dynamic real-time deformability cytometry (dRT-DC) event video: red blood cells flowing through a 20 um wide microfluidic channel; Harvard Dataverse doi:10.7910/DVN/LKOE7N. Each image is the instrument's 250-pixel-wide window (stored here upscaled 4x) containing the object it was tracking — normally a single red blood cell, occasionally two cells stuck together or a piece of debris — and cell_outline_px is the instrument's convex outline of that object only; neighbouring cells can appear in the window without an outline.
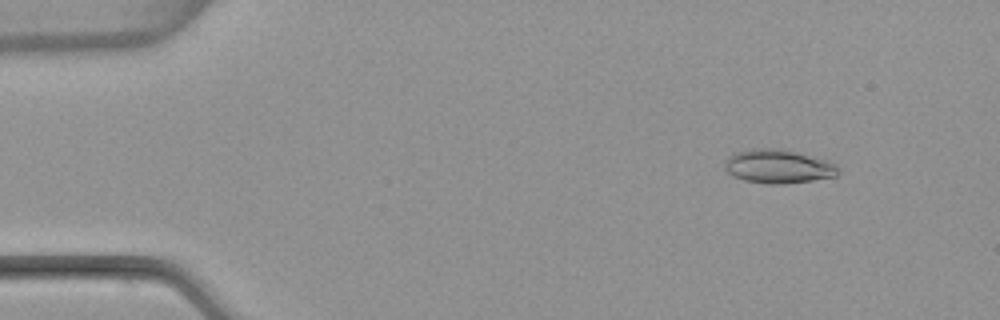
{"species": "common noctule bat (a hibernating species)", "species_latin": "Nyctalus noctula", "temperature_condition": "warm", "stored_images_in_passage": 4, "camera_frame_rate_fps": 3000, "um_per_image_px": 0.085, "animal": {"sex": "female", "body_mass_g": 22.7, "forearm_length_mm": 54.2}, "frame": {"image": 1, "passage_image": 2, "time_ms": 1.333, "image_size_px": [1000, 320], "cell_outline_px": [[840, 172], [836, 176], [812, 180], [784, 184], [768, 184], [744, 180], [732, 176], [724, 168], [724, 160], [728, 156], [736, 152], [756, 148], [780, 148], [824, 160], [836, 164], [840, 168]], "centroid_in_image_um": [66.12, 14.15], "position_along_channel_um": 18.9, "area_um2": 22.31}}
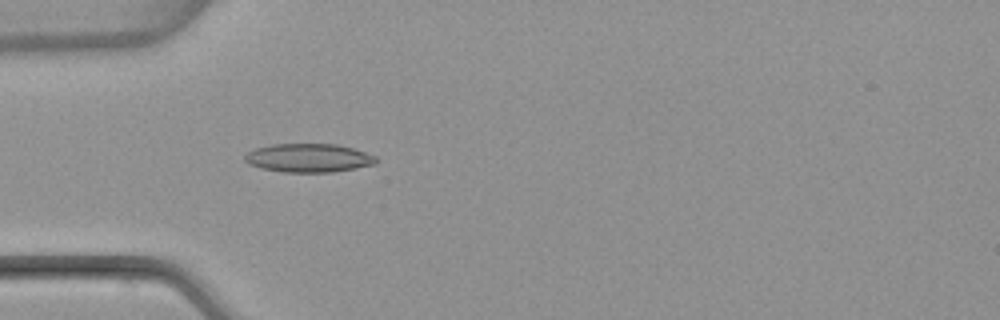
{"frame": {"image": 2, "passage_image": 4, "time_ms": 4.667, "image_size_px": [1000, 320], "cell_outline_px": [[376, 164], [356, 168], [332, 172], [284, 172], [264, 168], [248, 164], [244, 160], [244, 156], [248, 152], [256, 148], [272, 144], [336, 144], [352, 148], [376, 156]], "centroid_in_image_um": [26.23, 13.42], "position_along_channel_um": 58.8, "area_um2": 21.73}}